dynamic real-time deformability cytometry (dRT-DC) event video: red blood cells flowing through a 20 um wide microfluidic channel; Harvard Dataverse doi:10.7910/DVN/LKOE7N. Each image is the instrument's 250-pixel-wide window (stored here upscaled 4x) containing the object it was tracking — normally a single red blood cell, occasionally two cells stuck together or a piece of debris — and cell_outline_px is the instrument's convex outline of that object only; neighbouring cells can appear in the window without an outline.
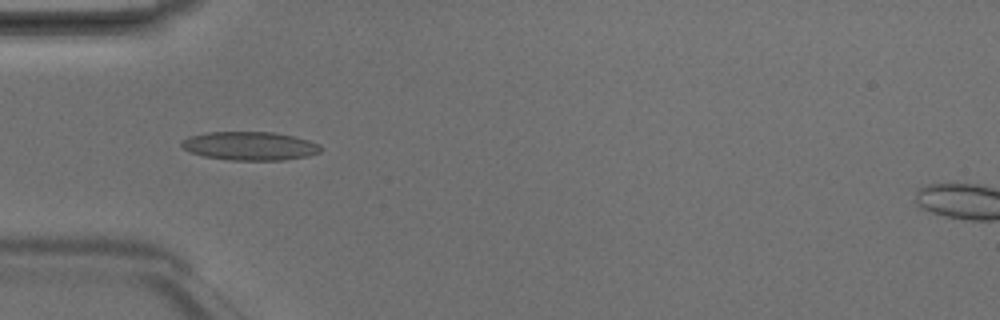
{"species": "Egyptian fruit bat (a non-hibernating species)", "species_latin": "Rousettus aegyptiacus", "temperature_condition": "room temperature", "stored_images_in_passage": 6, "camera_frame_rate_fps": 3000, "um_per_image_px": 0.085, "animal": {"sex": "male"}, "frame": {"image": 1, "passage_image": 5, "time_ms": 1.333, "image_size_px": [1000, 320], "cell_outline_px": [[320, 152], [308, 156], [284, 160], [228, 160], [204, 156], [188, 152], [180, 144], [184, 140], [192, 136], [208, 132], [272, 132], [292, 136], [308, 140], [320, 144]], "centroid_in_image_um": [21.24, 12.41], "position_along_channel_um": 63.8, "area_um2": 23.0}}